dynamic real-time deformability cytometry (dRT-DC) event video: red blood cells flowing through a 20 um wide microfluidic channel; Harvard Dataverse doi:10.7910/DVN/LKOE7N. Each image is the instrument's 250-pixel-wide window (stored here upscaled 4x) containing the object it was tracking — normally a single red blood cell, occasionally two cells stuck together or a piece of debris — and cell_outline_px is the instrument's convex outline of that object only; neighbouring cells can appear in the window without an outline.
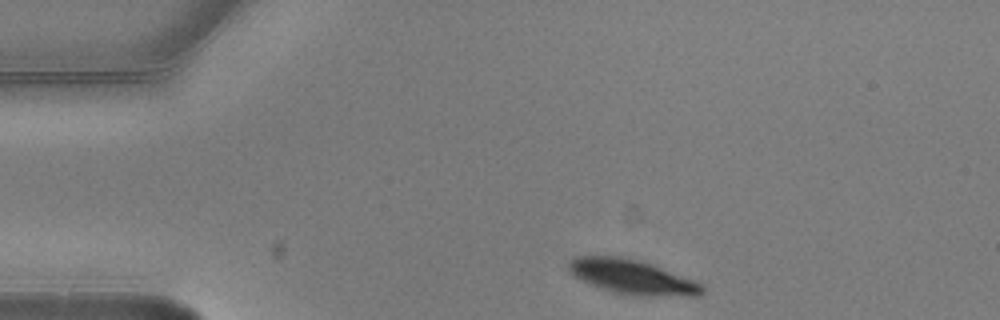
{"species": "common noctule bat (a hibernating species)", "species_latin": "Nyctalus noctula", "temperature_condition": "warm", "stored_images_in_passage": 8, "camera_frame_rate_fps": 3000, "um_per_image_px": 0.085, "animal": {"sex": "male", "body_mass_g": 20.5, "forearm_length_mm": 52.5}, "frame": {"image": 1, "passage_image": 1, "time_ms": 0.0, "image_size_px": [1000, 320], "cell_outline_px": [[704, 292], [700, 296], [636, 296], [612, 292], [600, 288], [580, 280], [568, 272], [568, 264], [576, 256], [616, 256], [640, 260], [696, 280], [704, 284]], "centroid_in_image_um": [53.77, 23.56], "position_along_channel_um": 31.2, "area_um2": 27.17}}
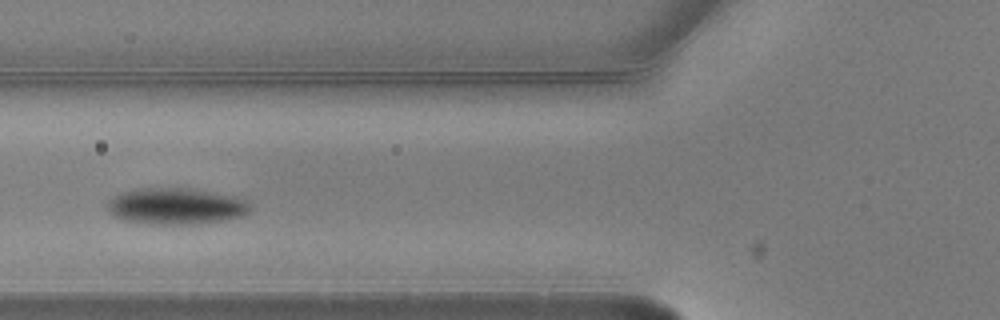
{"frame": {"image": 2, "passage_image": 4, "time_ms": 1.0, "image_size_px": [1000, 320], "cell_outline_px": [[252, 208], [248, 212], [240, 216], [220, 220], [196, 224], [148, 224], [124, 220], [112, 216], [108, 212], [108, 200], [112, 196], [120, 192], [136, 188], [192, 188], [232, 196], [244, 200], [252, 204]], "centroid_in_image_um": [14.89, 17.52], "position_along_channel_um": 110.9, "area_um2": 30.4}}
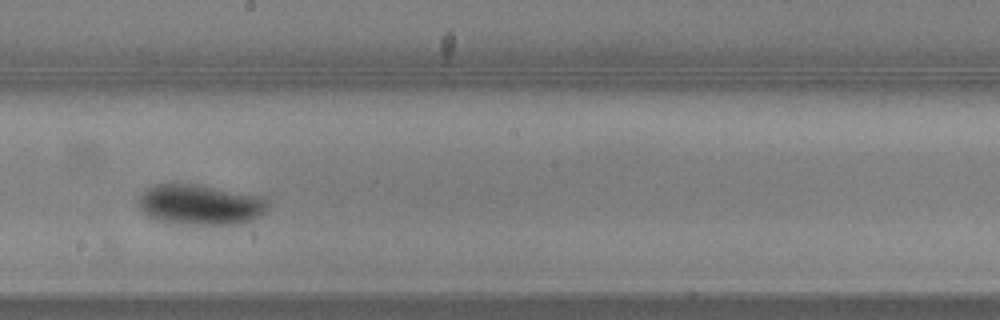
{"frame": {"image": 3, "passage_image": 7, "time_ms": 2.0, "image_size_px": [1000, 320], "cell_outline_px": [[268, 208], [260, 216], [252, 220], [240, 224], [180, 224], [156, 220], [148, 216], [140, 208], [136, 200], [148, 188], [156, 184], [196, 184], [260, 196], [268, 204]], "centroid_in_image_um": [17.0, 17.41], "position_along_channel_um": 231.2, "area_um2": 30.29}}